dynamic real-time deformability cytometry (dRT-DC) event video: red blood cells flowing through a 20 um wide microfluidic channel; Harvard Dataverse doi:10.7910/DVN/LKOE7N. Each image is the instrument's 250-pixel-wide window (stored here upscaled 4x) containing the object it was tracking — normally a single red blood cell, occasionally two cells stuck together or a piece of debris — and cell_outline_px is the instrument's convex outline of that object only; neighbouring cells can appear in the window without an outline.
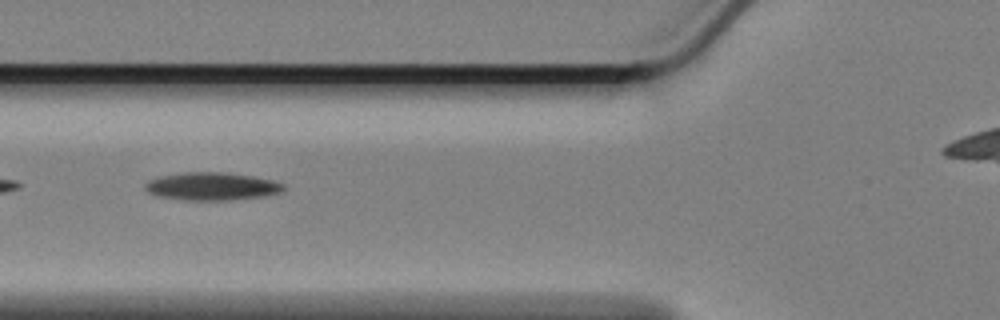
{"species": "Egyptian fruit bat (a non-hibernating species)", "species_latin": "Rousettus aegyptiacus", "temperature_condition": "cold", "stored_images_in_passage": 38, "camera_frame_rate_fps": 3000, "um_per_image_px": 0.085, "animal": {"sex": "female"}, "frame": {"image": 1, "passage_image": 6, "time_ms": 1.667, "image_size_px": [1000, 320], "cell_outline_px": [[284, 188], [280, 192], [264, 196], [232, 200], [184, 200], [156, 196], [148, 192], [144, 188], [144, 184], [148, 180], [160, 176], [184, 172], [228, 172], [252, 176], [272, 180], [284, 184]], "centroid_in_image_um": [17.97, 15.84], "position_along_channel_um": 107.8, "area_um2": 22.6}}
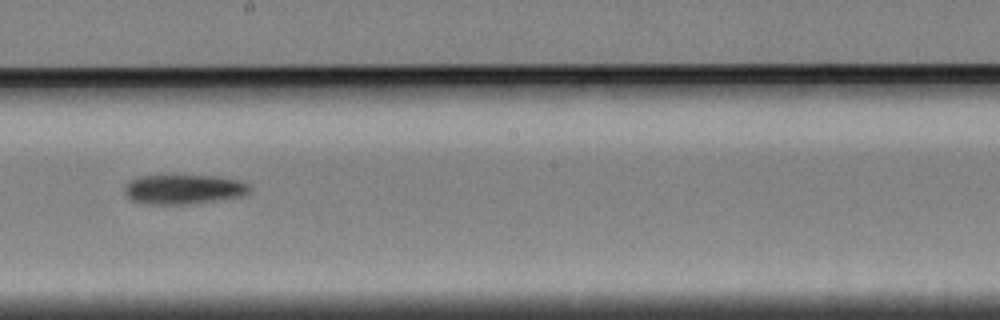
{"frame": {"image": 2, "passage_image": 17, "time_ms": 5.333, "image_size_px": [1000, 320], "cell_outline_px": [[252, 188], [244, 196], [196, 204], [144, 204], [132, 200], [124, 192], [124, 188], [136, 176], [216, 176], [240, 180], [248, 184]], "centroid_in_image_um": [15.66, 16.1], "position_along_channel_um": 232.5, "area_um2": 21.68}}
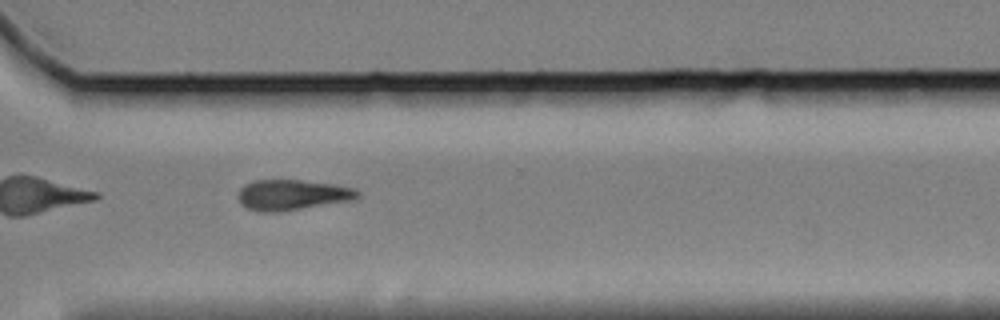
{"frame": {"image": 3, "passage_image": 27, "time_ms": 8.667, "image_size_px": [1000, 320], "cell_outline_px": [[360, 196], [352, 200], [280, 212], [260, 212], [244, 208], [240, 204], [240, 188], [244, 184], [252, 180], [300, 180], [336, 184], [356, 188], [360, 192]], "centroid_in_image_um": [24.85, 16.56], "position_along_channel_um": 345.8, "area_um2": 21.44}, "authors_computed_cell_mechanics": {"area_um2": 21.964, "velocity_mm_per_s": 3.3982, "shape_relaxation_time_tau1_ms": 3.7555, "shape_relaxation_time_tau2_ms": null, "deformation_change_tau1": 0.1205, "deformation_change_tau2": null}}